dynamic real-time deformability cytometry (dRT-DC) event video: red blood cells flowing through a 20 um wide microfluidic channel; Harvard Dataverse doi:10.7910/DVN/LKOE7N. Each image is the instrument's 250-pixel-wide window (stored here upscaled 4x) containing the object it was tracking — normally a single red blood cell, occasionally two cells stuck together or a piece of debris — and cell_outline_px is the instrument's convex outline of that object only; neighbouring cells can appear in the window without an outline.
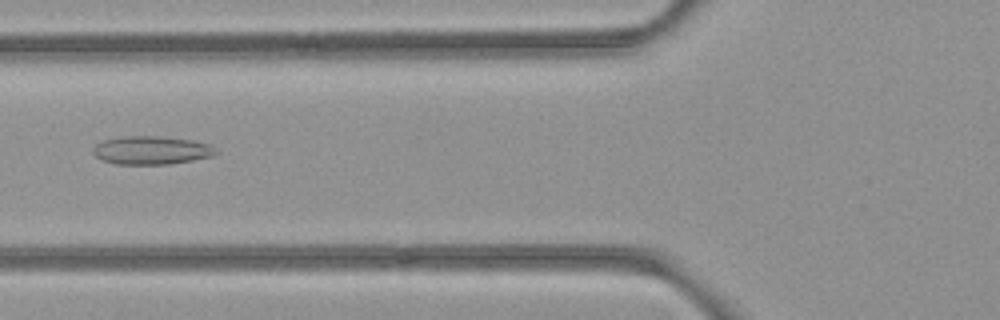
{"species": "common noctule bat (a hibernating species)", "species_latin": "Nyctalus noctula", "temperature_condition": "room temperature", "stored_images_in_passage": 33, "camera_frame_rate_fps": 3000, "um_per_image_px": 0.085, "animal": {"sex": "female", "body_mass_g": 21.9}, "frame": {"image": 1, "passage_image": 6, "time_ms": 1.667, "image_size_px": [1000, 320], "cell_outline_px": [[220, 152], [212, 156], [192, 160], [168, 164], [116, 164], [100, 160], [92, 152], [92, 148], [96, 144], [104, 140], [120, 136], [156, 136], [192, 140], [208, 144]], "centroid_in_image_um": [12.83, 12.77], "position_along_channel_um": 113.0, "area_um2": 20.29}}
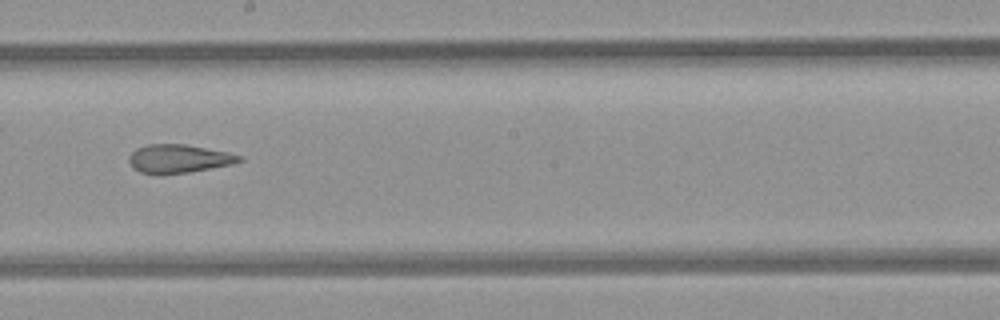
{"frame": {"image": 2, "passage_image": 15, "time_ms": 4.667, "image_size_px": [1000, 320], "cell_outline_px": [[244, 160], [232, 164], [188, 172], [160, 176], [140, 172], [128, 160], [128, 156], [136, 148], [148, 144], [184, 144], [228, 152], [240, 156]], "centroid_in_image_um": [15.16, 13.5], "position_along_channel_um": 233.0, "area_um2": 18.32}}
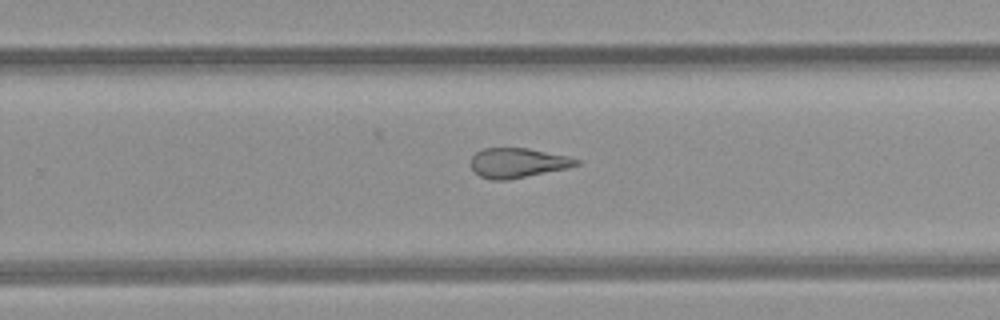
{"frame": {"image": 3, "passage_image": 19, "time_ms": 6.0, "image_size_px": [1000, 320], "cell_outline_px": [[580, 164], [568, 168], [508, 180], [492, 180], [480, 176], [472, 168], [472, 156], [476, 152], [484, 148], [528, 148], [568, 156], [580, 160]], "centroid_in_image_um": [44.03, 13.84], "position_along_channel_um": 285.8, "area_um2": 18.21}, "authors_computed_cell_mechanics": {"area_um2": 19.363, "velocity_mm_per_s": 3.9848, "shape_relaxation_time_tau1_ms": null, "shape_relaxation_time_tau2_ms": 2.5845, "deformation_change_tau1": null, "deformation_change_tau2": 0.1237}}